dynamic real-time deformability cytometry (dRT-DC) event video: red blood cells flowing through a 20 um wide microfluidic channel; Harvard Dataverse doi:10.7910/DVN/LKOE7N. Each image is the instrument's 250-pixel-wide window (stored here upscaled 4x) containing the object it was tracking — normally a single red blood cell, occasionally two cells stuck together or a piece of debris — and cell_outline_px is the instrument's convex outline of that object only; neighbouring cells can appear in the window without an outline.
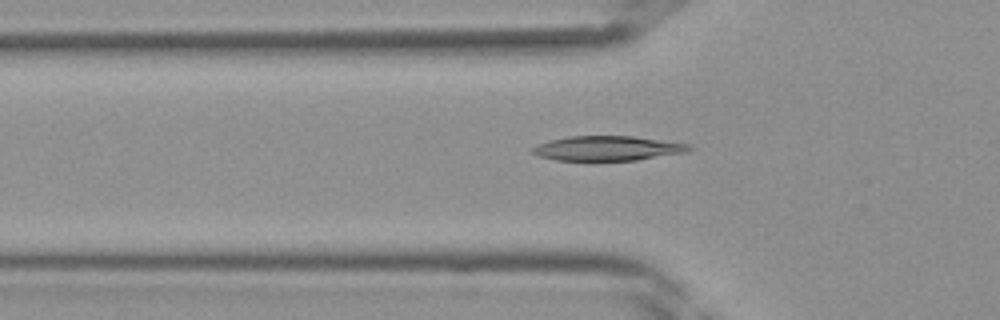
{"species": "Egyptian fruit bat (a non-hibernating species)", "species_latin": "Rousettus aegyptiacus", "temperature_condition": "room temperature", "stored_images_in_passage": 29, "camera_frame_rate_fps": 3000, "um_per_image_px": 0.085, "frame": {"image": 1, "passage_image": 6, "time_ms": 1.667, "image_size_px": [1000, 320], "cell_outline_px": [[696, 148], [688, 152], [636, 160], [556, 160], [540, 156], [532, 152], [528, 148], [548, 140], [568, 136], [632, 136], [688, 144]], "centroid_in_image_um": [51.63, 12.6], "position_along_channel_um": 74.2, "area_um2": 22.54}}
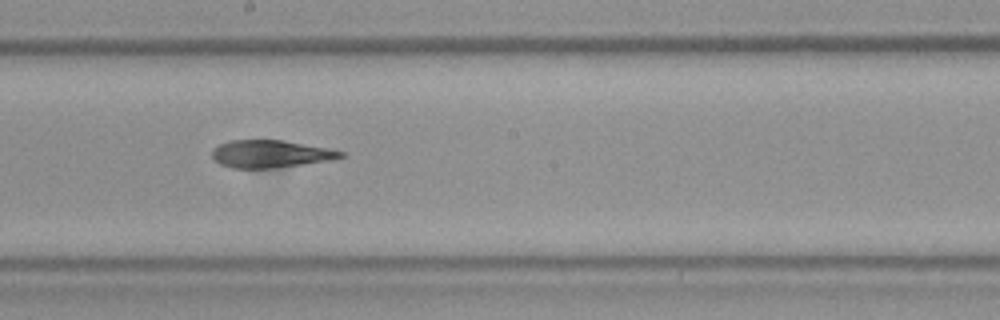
{"frame": {"image": 2, "passage_image": 15, "time_ms": 4.667, "image_size_px": [1000, 320], "cell_outline_px": [[344, 156], [332, 160], [272, 168], [232, 168], [220, 164], [212, 156], [212, 152], [220, 144], [232, 140], [284, 140], [328, 148], [344, 152]], "centroid_in_image_um": [23.02, 13.08], "position_along_channel_um": 225.2, "area_um2": 20.4}}
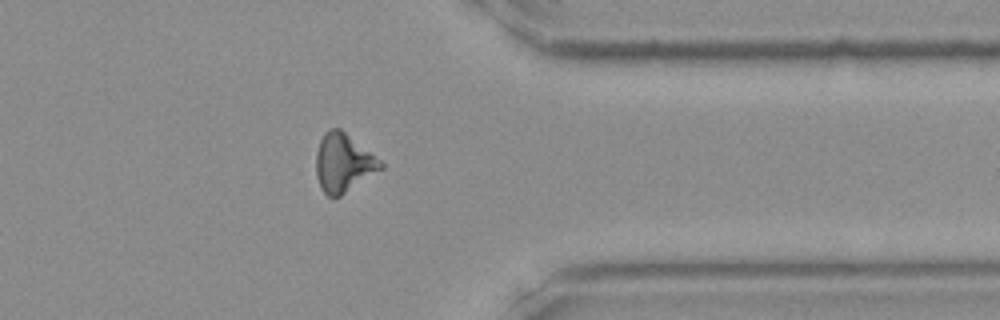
{"frame": {"image": 3, "passage_image": 25, "time_ms": 8.0, "image_size_px": [1000, 320], "cell_outline_px": [[384, 168], [340, 196], [332, 200], [320, 188], [316, 176], [316, 152], [320, 140], [324, 132], [328, 128], [340, 128], [380, 160], [384, 164]], "centroid_in_image_um": [29.16, 13.86], "position_along_channel_um": 382.2, "area_um2": 22.08}}